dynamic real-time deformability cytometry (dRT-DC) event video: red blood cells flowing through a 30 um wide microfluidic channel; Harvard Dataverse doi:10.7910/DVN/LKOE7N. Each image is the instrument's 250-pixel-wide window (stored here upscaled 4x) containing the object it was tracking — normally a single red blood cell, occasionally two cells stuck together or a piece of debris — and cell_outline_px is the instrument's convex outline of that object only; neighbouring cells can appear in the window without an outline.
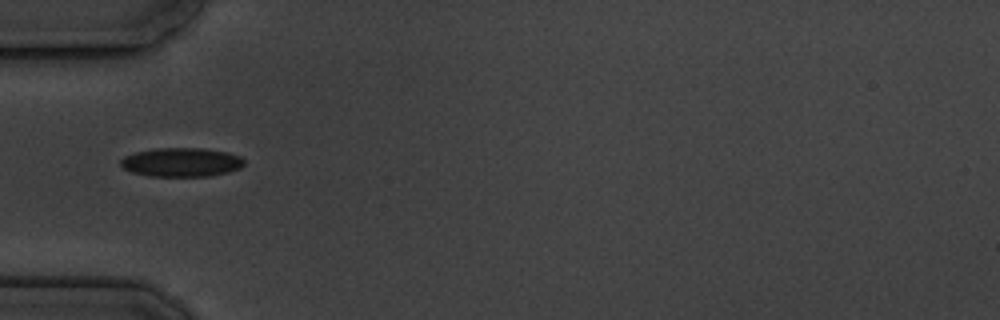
{"species": "common noctule bat (a hibernating species)", "species_latin": "Nyctalus noctula", "temperature_condition": "cold", "stored_images_in_passage": 9, "camera_frame_rate_fps": 3000, "um_per_image_px": 0.085, "animal": {"sex": "male", "body_mass_g": 19.5, "forearm_length_mm": 54.6}, "frame": {"image": 1, "passage_image": 4, "time_ms": 3.667, "image_size_px": [1000, 320], "cell_outline_px": [[244, 164], [240, 168], [228, 172], [208, 176], [148, 176], [132, 172], [124, 168], [120, 164], [120, 160], [124, 156], [136, 152], [156, 148], [200, 148], [228, 152], [240, 156], [244, 160]], "centroid_in_image_um": [15.42, 13.79], "position_along_channel_um": 69.6, "area_um2": 20.81}}
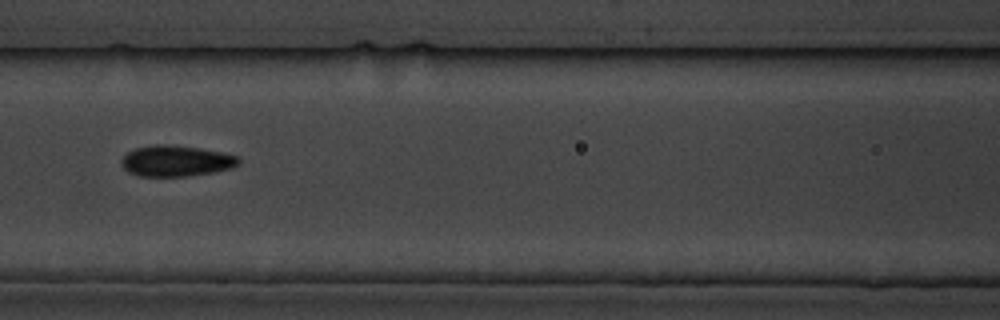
{"frame": {"image": 2, "passage_image": 6, "time_ms": 6.0, "image_size_px": [1000, 320], "cell_outline_px": [[240, 164], [232, 168], [216, 172], [188, 176], [140, 176], [128, 172], [124, 168], [120, 160], [128, 152], [136, 148], [152, 144], [160, 144], [196, 148], [220, 152], [240, 156]], "centroid_in_image_um": [14.99, 13.69], "position_along_channel_um": 151.6, "area_um2": 21.1}}
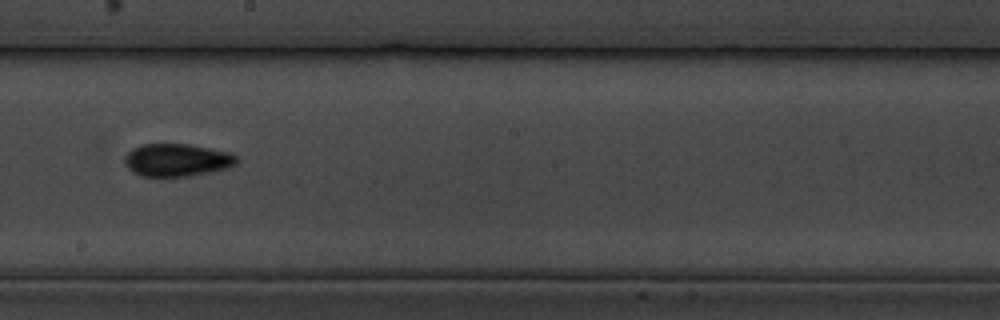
{"frame": {"image": 3, "passage_image": 8, "time_ms": 8.333, "image_size_px": [1000, 320], "cell_outline_px": [[240, 160], [236, 164], [228, 168], [188, 176], [140, 176], [132, 172], [124, 164], [124, 156], [132, 148], [140, 144], [188, 144], [232, 152]], "centroid_in_image_um": [15.03, 13.59], "position_along_channel_um": 233.2, "area_um2": 21.56}}